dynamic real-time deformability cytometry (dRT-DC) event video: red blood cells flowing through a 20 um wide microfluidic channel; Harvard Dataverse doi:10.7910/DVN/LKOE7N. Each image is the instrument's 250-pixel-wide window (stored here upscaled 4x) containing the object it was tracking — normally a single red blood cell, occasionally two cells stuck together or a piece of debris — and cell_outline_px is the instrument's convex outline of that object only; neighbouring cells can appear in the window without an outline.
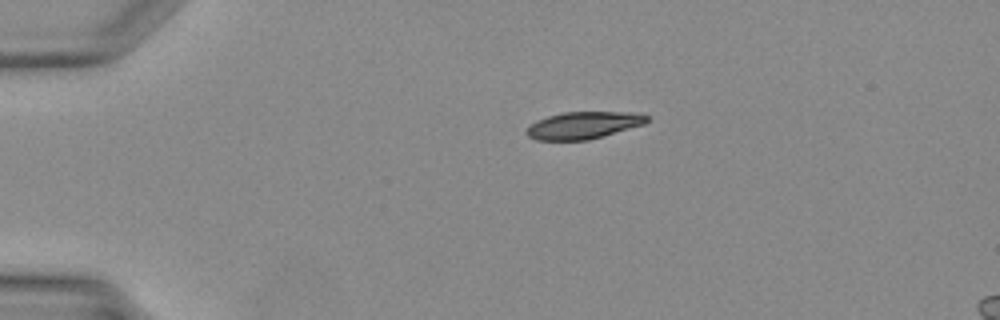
{"species": "Egyptian fruit bat (a non-hibernating species)", "species_latin": "Rousettus aegyptiacus", "temperature_condition": "warm", "stored_images_in_passage": 27, "camera_frame_rate_fps": 3000, "um_per_image_px": 0.085, "animal": {"sex": "female"}, "frame": {"image": 1, "passage_image": 1, "time_ms": 0.0, "image_size_px": [1000, 320], "cell_outline_px": [[648, 120], [644, 124], [588, 140], [536, 140], [528, 136], [524, 132], [536, 120], [548, 116], [564, 112], [628, 112], [648, 116]], "centroid_in_image_um": [49.55, 10.65], "position_along_channel_um": 35.5, "area_um2": 18.79}}
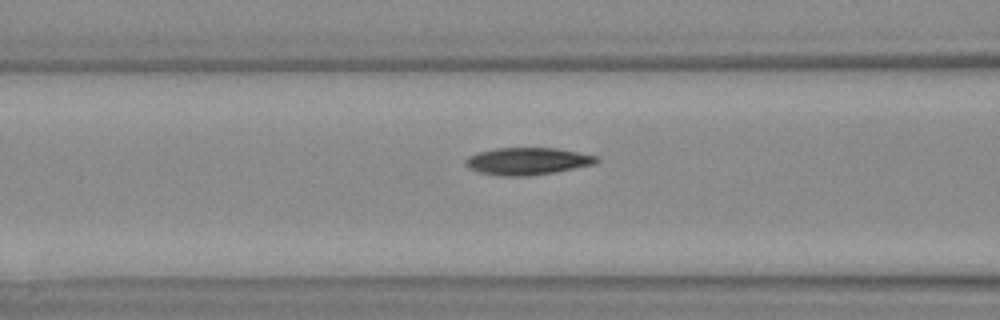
{"frame": {"image": 2, "passage_image": 9, "time_ms": 2.667, "image_size_px": [1000, 320], "cell_outline_px": [[600, 160], [596, 164], [532, 176], [500, 176], [480, 172], [468, 168], [464, 164], [464, 160], [468, 156], [476, 152], [496, 148], [556, 148], [596, 156]], "centroid_in_image_um": [44.79, 13.7], "position_along_channel_um": 121.8, "area_um2": 20.87}}
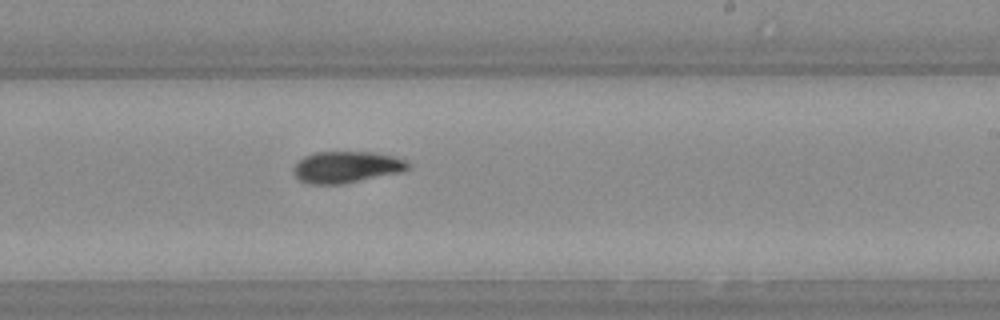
{"frame": {"image": 3, "passage_image": 17, "time_ms": 5.333, "image_size_px": [1000, 320], "cell_outline_px": [[412, 164], [408, 168], [400, 172], [340, 184], [308, 184], [300, 180], [292, 172], [292, 168], [304, 156], [316, 152], [376, 152], [392, 156], [404, 160]], "centroid_in_image_um": [29.42, 14.19], "position_along_channel_um": 259.6, "area_um2": 20.87}}